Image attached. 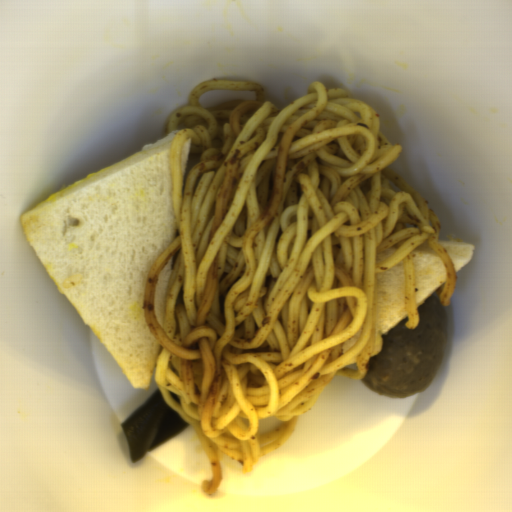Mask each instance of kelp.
Returning <instances> with one entry per match:
<instances>
[{"label":"kelp","mask_w":512,"mask_h":512,"mask_svg":"<svg viewBox=\"0 0 512 512\" xmlns=\"http://www.w3.org/2000/svg\"><path fill=\"white\" fill-rule=\"evenodd\" d=\"M191 426L176 413L157 387L121 424L131 461L143 458Z\"/></svg>","instance_id":"1"}]
</instances>
